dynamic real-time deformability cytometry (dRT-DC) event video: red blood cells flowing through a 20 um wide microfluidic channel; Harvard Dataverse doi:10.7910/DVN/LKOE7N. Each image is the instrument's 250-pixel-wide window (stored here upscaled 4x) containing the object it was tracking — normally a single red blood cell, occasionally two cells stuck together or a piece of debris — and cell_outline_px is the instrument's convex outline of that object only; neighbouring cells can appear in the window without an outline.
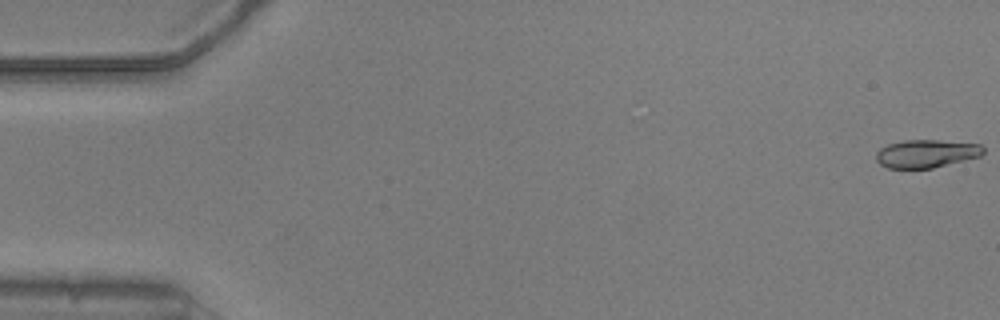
{"species": "common noctule bat (a hibernating species)", "species_latin": "Nyctalus noctula", "temperature_condition": "warm", "stored_images_in_passage": 54, "camera_frame_rate_fps": 3000, "um_per_image_px": 0.085, "animal": {"sex": "male", "body_mass_g": 20.5, "forearm_length_mm": 52.5}, "frame": {"image": 1, "passage_image": 1, "time_ms": 0.0, "image_size_px": [1000, 320], "cell_outline_px": [[984, 152], [980, 156], [932, 168], [888, 168], [880, 164], [876, 160], [876, 152], [880, 148], [888, 144], [904, 140], [940, 140], [980, 144], [984, 148]], "centroid_in_image_um": [78.72, 13.05], "position_along_channel_um": 6.3, "area_um2": 17.46}}
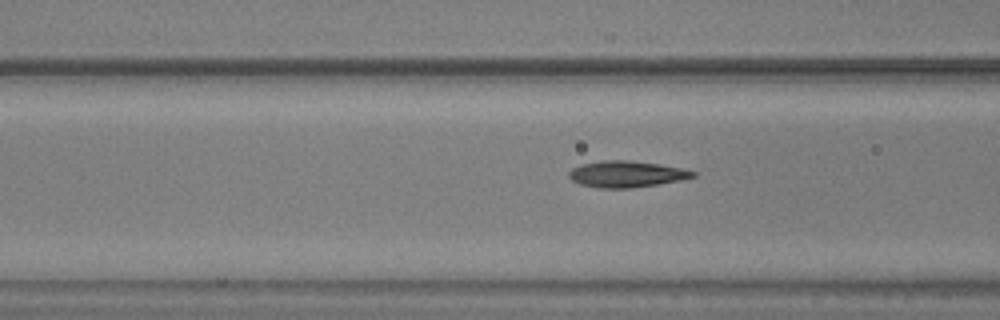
{"frame": {"image": 2, "passage_image": 21, "time_ms": 6.667, "image_size_px": [1000, 320], "cell_outline_px": [[696, 176], [680, 180], [656, 184], [628, 188], [596, 188], [580, 184], [572, 180], [568, 176], [568, 172], [572, 168], [580, 164], [600, 160], [628, 160], [660, 164], [684, 168], [696, 172]], "centroid_in_image_um": [53.22, 14.79], "position_along_channel_um": 113.4, "area_um2": 19.13}}
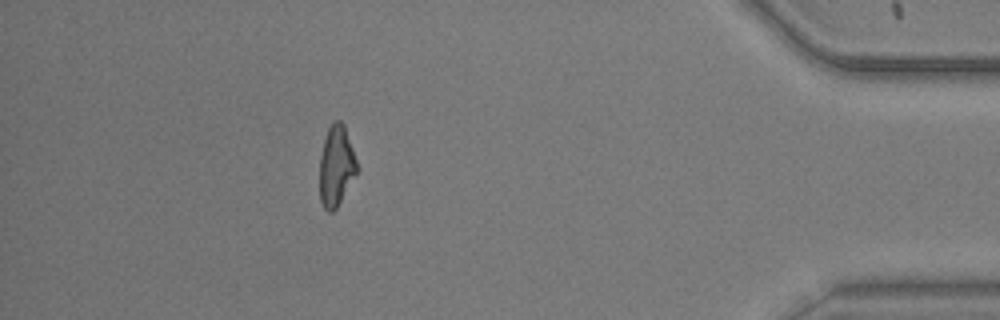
{"frame": {"image": 3, "passage_image": 48, "time_ms": 15.667, "image_size_px": [1000, 320], "cell_outline_px": [[356, 172], [336, 208], [332, 212], [328, 212], [324, 208], [320, 200], [320, 156], [324, 140], [328, 128], [336, 120], [340, 120], [344, 124], [356, 160]], "centroid_in_image_um": [28.55, 14.1], "position_along_channel_um": 406.6, "area_um2": 16.99}, "authors_computed_cell_mechanics": {"area_um2": 18.207, "velocity_mm_per_s": 3.8171, "shape_relaxation_time_tau1_ms": null, "shape_relaxation_time_tau2_ms": 1.502, "deformation_change_tau1": null, "deformation_change_tau2": 0.0906}}